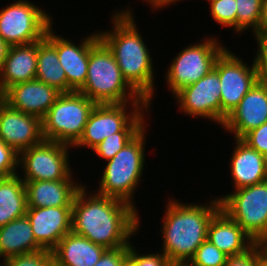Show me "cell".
<instances>
[{"mask_svg": "<svg viewBox=\"0 0 267 266\" xmlns=\"http://www.w3.org/2000/svg\"><path fill=\"white\" fill-rule=\"evenodd\" d=\"M230 172L234 189H240L267 180V158L251 148L242 139L236 138Z\"/></svg>", "mask_w": 267, "mask_h": 266, "instance_id": "20", "label": "cell"}, {"mask_svg": "<svg viewBox=\"0 0 267 266\" xmlns=\"http://www.w3.org/2000/svg\"><path fill=\"white\" fill-rule=\"evenodd\" d=\"M58 60L57 49L46 38L38 41L35 79L67 93V77Z\"/></svg>", "mask_w": 267, "mask_h": 266, "instance_id": "26", "label": "cell"}, {"mask_svg": "<svg viewBox=\"0 0 267 266\" xmlns=\"http://www.w3.org/2000/svg\"><path fill=\"white\" fill-rule=\"evenodd\" d=\"M86 191L84 185L73 200L71 231L106 249L129 246V239L140 226L136 209L97 193L87 197Z\"/></svg>", "mask_w": 267, "mask_h": 266, "instance_id": "1", "label": "cell"}, {"mask_svg": "<svg viewBox=\"0 0 267 266\" xmlns=\"http://www.w3.org/2000/svg\"><path fill=\"white\" fill-rule=\"evenodd\" d=\"M258 266H267V245L258 243Z\"/></svg>", "mask_w": 267, "mask_h": 266, "instance_id": "39", "label": "cell"}, {"mask_svg": "<svg viewBox=\"0 0 267 266\" xmlns=\"http://www.w3.org/2000/svg\"><path fill=\"white\" fill-rule=\"evenodd\" d=\"M27 193L21 176L0 180V227L26 216Z\"/></svg>", "mask_w": 267, "mask_h": 266, "instance_id": "25", "label": "cell"}, {"mask_svg": "<svg viewBox=\"0 0 267 266\" xmlns=\"http://www.w3.org/2000/svg\"><path fill=\"white\" fill-rule=\"evenodd\" d=\"M2 261L0 266H50L53 263V254L51 250L41 249L9 257Z\"/></svg>", "mask_w": 267, "mask_h": 266, "instance_id": "31", "label": "cell"}, {"mask_svg": "<svg viewBox=\"0 0 267 266\" xmlns=\"http://www.w3.org/2000/svg\"><path fill=\"white\" fill-rule=\"evenodd\" d=\"M78 92L96 104L147 103L123 78L113 53L100 38L90 48L86 81Z\"/></svg>", "mask_w": 267, "mask_h": 266, "instance_id": "4", "label": "cell"}, {"mask_svg": "<svg viewBox=\"0 0 267 266\" xmlns=\"http://www.w3.org/2000/svg\"><path fill=\"white\" fill-rule=\"evenodd\" d=\"M43 249L35 240L27 216L0 227V257L4 259Z\"/></svg>", "mask_w": 267, "mask_h": 266, "instance_id": "24", "label": "cell"}, {"mask_svg": "<svg viewBox=\"0 0 267 266\" xmlns=\"http://www.w3.org/2000/svg\"><path fill=\"white\" fill-rule=\"evenodd\" d=\"M5 103V97L4 94L2 92H0V109L2 107V105Z\"/></svg>", "mask_w": 267, "mask_h": 266, "instance_id": "43", "label": "cell"}, {"mask_svg": "<svg viewBox=\"0 0 267 266\" xmlns=\"http://www.w3.org/2000/svg\"><path fill=\"white\" fill-rule=\"evenodd\" d=\"M224 266H258V243L244 254L228 257Z\"/></svg>", "mask_w": 267, "mask_h": 266, "instance_id": "37", "label": "cell"}, {"mask_svg": "<svg viewBox=\"0 0 267 266\" xmlns=\"http://www.w3.org/2000/svg\"><path fill=\"white\" fill-rule=\"evenodd\" d=\"M127 258L135 265V266H173L168 257L164 253L157 252L156 254H139L138 251L134 249V247L129 245V253Z\"/></svg>", "mask_w": 267, "mask_h": 266, "instance_id": "33", "label": "cell"}, {"mask_svg": "<svg viewBox=\"0 0 267 266\" xmlns=\"http://www.w3.org/2000/svg\"><path fill=\"white\" fill-rule=\"evenodd\" d=\"M218 71L213 68L196 83L175 94L181 112L189 116L210 119L221 126V93Z\"/></svg>", "mask_w": 267, "mask_h": 266, "instance_id": "13", "label": "cell"}, {"mask_svg": "<svg viewBox=\"0 0 267 266\" xmlns=\"http://www.w3.org/2000/svg\"><path fill=\"white\" fill-rule=\"evenodd\" d=\"M212 38L189 45L175 56L166 74L167 85L174 95L180 89L196 83L214 68L217 58L226 47L217 38Z\"/></svg>", "mask_w": 267, "mask_h": 266, "instance_id": "10", "label": "cell"}, {"mask_svg": "<svg viewBox=\"0 0 267 266\" xmlns=\"http://www.w3.org/2000/svg\"><path fill=\"white\" fill-rule=\"evenodd\" d=\"M254 33L256 39H267V0H263L260 22Z\"/></svg>", "mask_w": 267, "mask_h": 266, "instance_id": "38", "label": "cell"}, {"mask_svg": "<svg viewBox=\"0 0 267 266\" xmlns=\"http://www.w3.org/2000/svg\"><path fill=\"white\" fill-rule=\"evenodd\" d=\"M209 3L212 19L222 26L234 28L236 31V1L211 0Z\"/></svg>", "mask_w": 267, "mask_h": 266, "instance_id": "30", "label": "cell"}, {"mask_svg": "<svg viewBox=\"0 0 267 266\" xmlns=\"http://www.w3.org/2000/svg\"><path fill=\"white\" fill-rule=\"evenodd\" d=\"M45 38L57 49L58 61L67 77V93L78 92L86 81L90 48L99 39V34H91L76 45L56 35L51 26Z\"/></svg>", "mask_w": 267, "mask_h": 266, "instance_id": "14", "label": "cell"}, {"mask_svg": "<svg viewBox=\"0 0 267 266\" xmlns=\"http://www.w3.org/2000/svg\"><path fill=\"white\" fill-rule=\"evenodd\" d=\"M121 266H135L128 258L122 263Z\"/></svg>", "mask_w": 267, "mask_h": 266, "instance_id": "42", "label": "cell"}, {"mask_svg": "<svg viewBox=\"0 0 267 266\" xmlns=\"http://www.w3.org/2000/svg\"><path fill=\"white\" fill-rule=\"evenodd\" d=\"M70 145L42 140L19 153L18 165L24 171L23 181L74 180L69 163ZM21 155V156H20ZM21 157V159H20Z\"/></svg>", "mask_w": 267, "mask_h": 266, "instance_id": "9", "label": "cell"}, {"mask_svg": "<svg viewBox=\"0 0 267 266\" xmlns=\"http://www.w3.org/2000/svg\"><path fill=\"white\" fill-rule=\"evenodd\" d=\"M179 0H146V2H148L149 4H151L150 6L153 7V9L156 11L158 8H163L164 6L166 7V5H170V3H176Z\"/></svg>", "mask_w": 267, "mask_h": 266, "instance_id": "40", "label": "cell"}, {"mask_svg": "<svg viewBox=\"0 0 267 266\" xmlns=\"http://www.w3.org/2000/svg\"><path fill=\"white\" fill-rule=\"evenodd\" d=\"M242 140L267 158V122L248 132Z\"/></svg>", "mask_w": 267, "mask_h": 266, "instance_id": "34", "label": "cell"}, {"mask_svg": "<svg viewBox=\"0 0 267 266\" xmlns=\"http://www.w3.org/2000/svg\"><path fill=\"white\" fill-rule=\"evenodd\" d=\"M236 1V33L244 32L245 30H257L261 12L263 0H235Z\"/></svg>", "mask_w": 267, "mask_h": 266, "instance_id": "28", "label": "cell"}, {"mask_svg": "<svg viewBox=\"0 0 267 266\" xmlns=\"http://www.w3.org/2000/svg\"><path fill=\"white\" fill-rule=\"evenodd\" d=\"M3 94L5 103L11 108L42 119L61 92L55 87L34 79L15 84Z\"/></svg>", "mask_w": 267, "mask_h": 266, "instance_id": "18", "label": "cell"}, {"mask_svg": "<svg viewBox=\"0 0 267 266\" xmlns=\"http://www.w3.org/2000/svg\"><path fill=\"white\" fill-rule=\"evenodd\" d=\"M0 140L19 154L43 140L41 119L4 103L0 109Z\"/></svg>", "mask_w": 267, "mask_h": 266, "instance_id": "15", "label": "cell"}, {"mask_svg": "<svg viewBox=\"0 0 267 266\" xmlns=\"http://www.w3.org/2000/svg\"><path fill=\"white\" fill-rule=\"evenodd\" d=\"M26 216L36 242L43 249L52 251L71 232L72 207H27Z\"/></svg>", "mask_w": 267, "mask_h": 266, "instance_id": "17", "label": "cell"}, {"mask_svg": "<svg viewBox=\"0 0 267 266\" xmlns=\"http://www.w3.org/2000/svg\"><path fill=\"white\" fill-rule=\"evenodd\" d=\"M228 256L205 240L186 266H224Z\"/></svg>", "mask_w": 267, "mask_h": 266, "instance_id": "29", "label": "cell"}, {"mask_svg": "<svg viewBox=\"0 0 267 266\" xmlns=\"http://www.w3.org/2000/svg\"><path fill=\"white\" fill-rule=\"evenodd\" d=\"M217 198L221 209L255 243L267 242V180Z\"/></svg>", "mask_w": 267, "mask_h": 266, "instance_id": "7", "label": "cell"}, {"mask_svg": "<svg viewBox=\"0 0 267 266\" xmlns=\"http://www.w3.org/2000/svg\"><path fill=\"white\" fill-rule=\"evenodd\" d=\"M38 41L10 46L0 70V92L9 87L34 80L37 69Z\"/></svg>", "mask_w": 267, "mask_h": 266, "instance_id": "21", "label": "cell"}, {"mask_svg": "<svg viewBox=\"0 0 267 266\" xmlns=\"http://www.w3.org/2000/svg\"><path fill=\"white\" fill-rule=\"evenodd\" d=\"M52 22L32 2L17 0L0 11V36L9 46L37 42L45 38Z\"/></svg>", "mask_w": 267, "mask_h": 266, "instance_id": "8", "label": "cell"}, {"mask_svg": "<svg viewBox=\"0 0 267 266\" xmlns=\"http://www.w3.org/2000/svg\"><path fill=\"white\" fill-rule=\"evenodd\" d=\"M73 181H24L27 207H72L77 192L84 186Z\"/></svg>", "mask_w": 267, "mask_h": 266, "instance_id": "22", "label": "cell"}, {"mask_svg": "<svg viewBox=\"0 0 267 266\" xmlns=\"http://www.w3.org/2000/svg\"><path fill=\"white\" fill-rule=\"evenodd\" d=\"M131 12L130 9L115 12L113 30L98 34L113 53L123 78L150 106L155 90L152 57Z\"/></svg>", "mask_w": 267, "mask_h": 266, "instance_id": "2", "label": "cell"}, {"mask_svg": "<svg viewBox=\"0 0 267 266\" xmlns=\"http://www.w3.org/2000/svg\"><path fill=\"white\" fill-rule=\"evenodd\" d=\"M147 105L121 132L106 137L93 151L105 160L112 159L130 140H132L145 126L144 115L149 111ZM144 111V112H143ZM143 112V113H142Z\"/></svg>", "mask_w": 267, "mask_h": 266, "instance_id": "27", "label": "cell"}, {"mask_svg": "<svg viewBox=\"0 0 267 266\" xmlns=\"http://www.w3.org/2000/svg\"><path fill=\"white\" fill-rule=\"evenodd\" d=\"M10 46L0 36V70L4 64V60L7 57Z\"/></svg>", "mask_w": 267, "mask_h": 266, "instance_id": "41", "label": "cell"}, {"mask_svg": "<svg viewBox=\"0 0 267 266\" xmlns=\"http://www.w3.org/2000/svg\"><path fill=\"white\" fill-rule=\"evenodd\" d=\"M258 51L255 60L257 67L258 82L267 85V39H256Z\"/></svg>", "mask_w": 267, "mask_h": 266, "instance_id": "35", "label": "cell"}, {"mask_svg": "<svg viewBox=\"0 0 267 266\" xmlns=\"http://www.w3.org/2000/svg\"><path fill=\"white\" fill-rule=\"evenodd\" d=\"M19 154L10 146L0 140V178H9L19 174Z\"/></svg>", "mask_w": 267, "mask_h": 266, "instance_id": "32", "label": "cell"}, {"mask_svg": "<svg viewBox=\"0 0 267 266\" xmlns=\"http://www.w3.org/2000/svg\"><path fill=\"white\" fill-rule=\"evenodd\" d=\"M130 104L133 106L131 113L127 112V103L96 104L89 115L82 136L72 147L86 146L93 150L106 137L121 132L148 105V103Z\"/></svg>", "mask_w": 267, "mask_h": 266, "instance_id": "12", "label": "cell"}, {"mask_svg": "<svg viewBox=\"0 0 267 266\" xmlns=\"http://www.w3.org/2000/svg\"><path fill=\"white\" fill-rule=\"evenodd\" d=\"M95 105L80 92L61 93L41 119L43 139L73 146L82 136Z\"/></svg>", "mask_w": 267, "mask_h": 266, "instance_id": "6", "label": "cell"}, {"mask_svg": "<svg viewBox=\"0 0 267 266\" xmlns=\"http://www.w3.org/2000/svg\"><path fill=\"white\" fill-rule=\"evenodd\" d=\"M129 246L108 249L94 266H121L127 259Z\"/></svg>", "mask_w": 267, "mask_h": 266, "instance_id": "36", "label": "cell"}, {"mask_svg": "<svg viewBox=\"0 0 267 266\" xmlns=\"http://www.w3.org/2000/svg\"><path fill=\"white\" fill-rule=\"evenodd\" d=\"M107 250L71 231L52 250L53 263L56 266H94Z\"/></svg>", "mask_w": 267, "mask_h": 266, "instance_id": "23", "label": "cell"}, {"mask_svg": "<svg viewBox=\"0 0 267 266\" xmlns=\"http://www.w3.org/2000/svg\"><path fill=\"white\" fill-rule=\"evenodd\" d=\"M171 199L162 224L163 250L173 266H186L207 240L208 225L221 209L218 198L210 203L184 204Z\"/></svg>", "mask_w": 267, "mask_h": 266, "instance_id": "3", "label": "cell"}, {"mask_svg": "<svg viewBox=\"0 0 267 266\" xmlns=\"http://www.w3.org/2000/svg\"><path fill=\"white\" fill-rule=\"evenodd\" d=\"M267 122V85L257 82L227 115L223 128L242 139L248 132Z\"/></svg>", "mask_w": 267, "mask_h": 266, "instance_id": "16", "label": "cell"}, {"mask_svg": "<svg viewBox=\"0 0 267 266\" xmlns=\"http://www.w3.org/2000/svg\"><path fill=\"white\" fill-rule=\"evenodd\" d=\"M207 240L228 257L244 254L256 244L222 209L210 220Z\"/></svg>", "mask_w": 267, "mask_h": 266, "instance_id": "19", "label": "cell"}, {"mask_svg": "<svg viewBox=\"0 0 267 266\" xmlns=\"http://www.w3.org/2000/svg\"><path fill=\"white\" fill-rule=\"evenodd\" d=\"M214 68L220 79L221 126L227 115L240 103L241 99L258 82L255 60L252 67L243 63L227 48L217 58Z\"/></svg>", "mask_w": 267, "mask_h": 266, "instance_id": "11", "label": "cell"}, {"mask_svg": "<svg viewBox=\"0 0 267 266\" xmlns=\"http://www.w3.org/2000/svg\"><path fill=\"white\" fill-rule=\"evenodd\" d=\"M145 129L146 127L107 161L96 192L126 202L136 210L133 194L141 181L145 166Z\"/></svg>", "mask_w": 267, "mask_h": 266, "instance_id": "5", "label": "cell"}]
</instances>
